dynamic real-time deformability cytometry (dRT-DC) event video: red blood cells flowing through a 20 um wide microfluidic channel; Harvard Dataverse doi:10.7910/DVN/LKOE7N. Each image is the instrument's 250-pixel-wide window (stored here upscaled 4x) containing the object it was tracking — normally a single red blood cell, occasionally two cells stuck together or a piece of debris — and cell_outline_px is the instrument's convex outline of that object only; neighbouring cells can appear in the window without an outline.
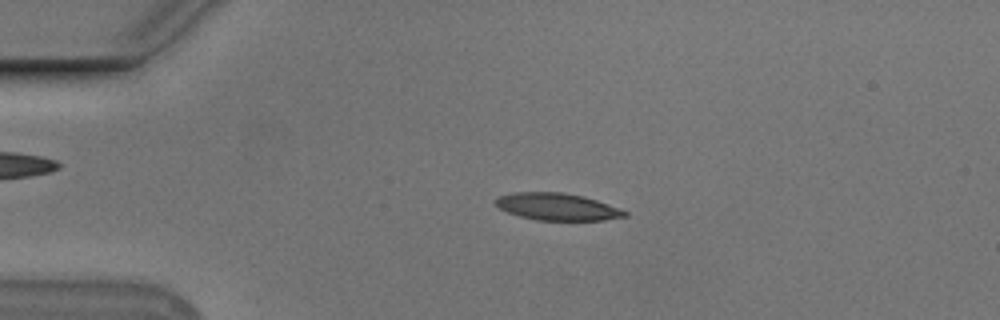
{"species": "Egyptian fruit bat (a non-hibernating species)", "species_latin": "Rousettus aegyptiacus", "temperature_condition": "cold", "stored_images_in_passage": 54, "camera_frame_rate_fps": 3000, "um_per_image_px": 0.085, "animal": {"sex": "male"}, "frame": {"image": 1, "passage_image": 12, "time_ms": 3.667, "image_size_px": [1000, 320], "cell_outline_px": [[628, 216], [604, 220], [536, 220], [520, 216], [508, 212], [500, 208], [492, 200], [500, 196], [516, 192], [560, 192], [580, 196], [596, 200], [628, 212]], "centroid_in_image_um": [47.34, 17.58], "position_along_channel_um": 37.7, "area_um2": 20.11}}
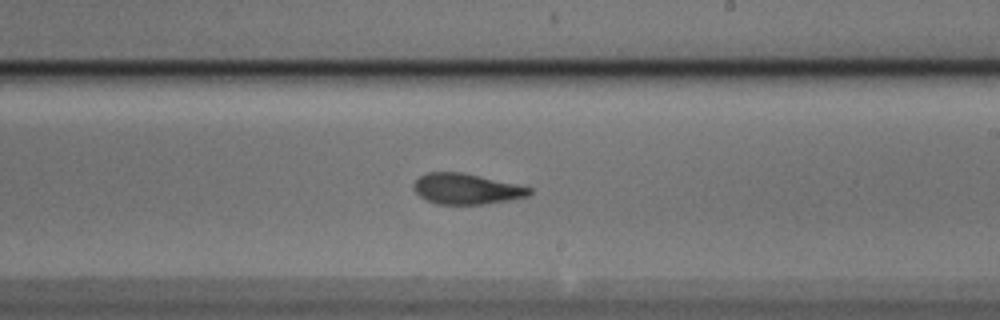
{"frame": {"image": 2, "passage_image": 32, "time_ms": 10.333, "image_size_px": [1000, 320], "cell_outline_px": [[532, 192], [528, 196], [508, 200], [484, 204], [436, 204], [424, 200], [412, 188], [412, 184], [420, 176], [428, 172], [460, 172], [516, 184], [532, 188]], "centroid_in_image_um": [39.6, 16.06], "position_along_channel_um": 249.4, "area_um2": 20.58}}
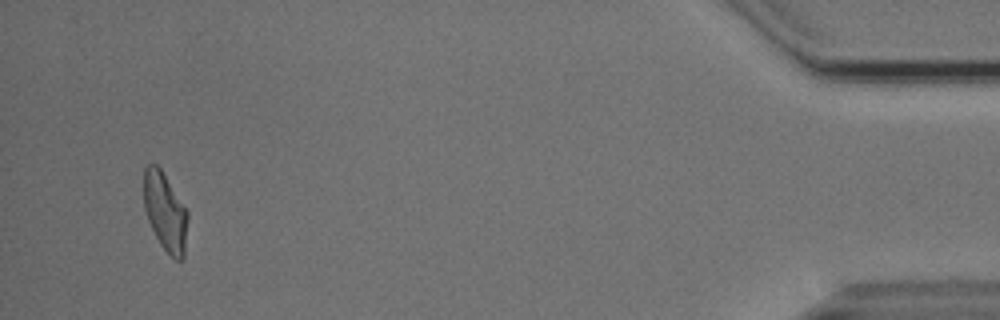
{"frame": {"image": 3, "passage_image": 52, "time_ms": 17.0, "image_size_px": [1000, 320], "cell_outline_px": [[188, 220], [184, 256], [180, 260], [176, 260], [160, 244], [148, 220], [144, 208], [144, 168], [148, 164], [156, 164], [160, 168], [188, 212]], "centroid_in_image_um": [14.04, 18.0], "position_along_channel_um": 421.2, "area_um2": 19.77}, "authors_computed_cell_mechanics": {"area_um2": 20.6924, "velocity_mm_per_s": 3.7464, "shape_relaxation_time_tau1_ms": 6.9274, "shape_relaxation_time_tau2_ms": 3.3166, "deformation_change_tau1": 0.1929, "deformation_change_tau2": 0.1029}}